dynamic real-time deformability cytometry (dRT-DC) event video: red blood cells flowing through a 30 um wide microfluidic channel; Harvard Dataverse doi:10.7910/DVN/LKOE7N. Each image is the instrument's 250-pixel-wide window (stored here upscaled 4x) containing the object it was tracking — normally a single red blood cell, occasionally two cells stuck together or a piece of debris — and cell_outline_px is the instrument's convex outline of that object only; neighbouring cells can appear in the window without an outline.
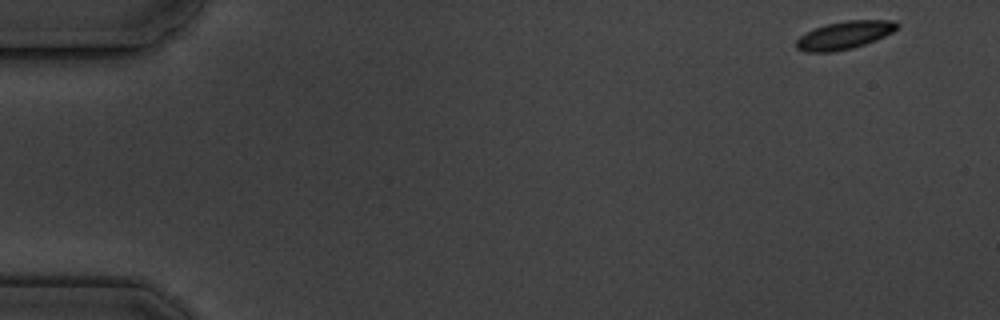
{"species": "common noctule bat (a hibernating species)", "species_latin": "Nyctalus noctula", "temperature_condition": "cold", "stored_images_in_passage": 5, "camera_frame_rate_fps": 3000, "um_per_image_px": 0.085, "animal": {"sex": "male", "body_mass_g": 19.5, "forearm_length_mm": 54.6}, "frame": {"image": 1, "passage_image": 1, "time_ms": 0.0, "image_size_px": [1000, 320], "cell_outline_px": [[900, 24], [892, 32], [876, 40], [852, 48], [832, 52], [804, 52], [796, 48], [796, 40], [804, 32], [828, 24], [848, 20], [896, 20]], "centroid_in_image_um": [71.77, 2.99], "position_along_channel_um": 13.2, "area_um2": 16.36}}
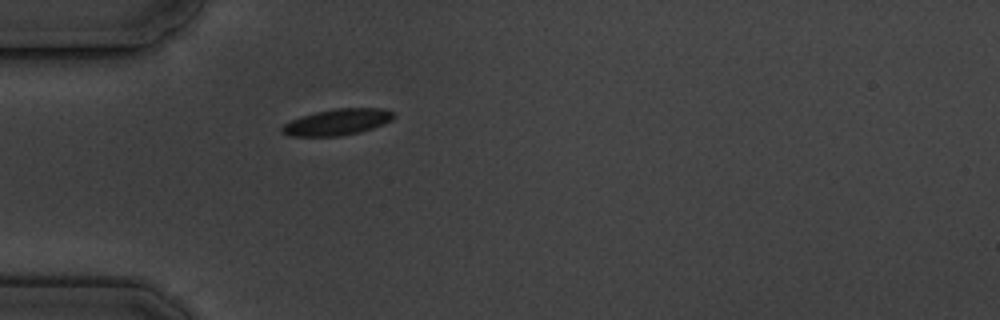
{"frame": {"image": 2, "passage_image": 5, "time_ms": 4.667, "image_size_px": [1000, 320], "cell_outline_px": [[396, 116], [392, 120], [384, 124], [360, 132], [340, 136], [288, 136], [280, 132], [280, 128], [284, 124], [300, 116], [316, 112], [336, 108], [384, 108], [396, 112]], "centroid_in_image_um": [28.7, 10.37], "position_along_channel_um": 56.3, "area_um2": 17.28}}